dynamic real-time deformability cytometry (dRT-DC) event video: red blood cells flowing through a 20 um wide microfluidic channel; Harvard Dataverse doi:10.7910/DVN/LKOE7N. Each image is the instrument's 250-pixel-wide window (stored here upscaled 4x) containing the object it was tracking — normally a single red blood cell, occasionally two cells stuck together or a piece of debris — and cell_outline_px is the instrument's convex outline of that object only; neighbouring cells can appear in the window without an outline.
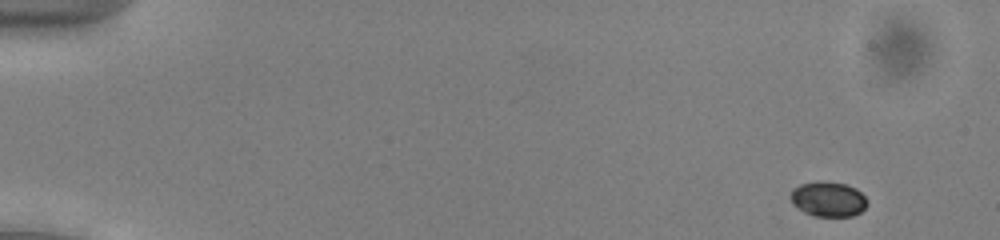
{"species": "common noctule bat (a hibernating species)", "species_latin": "Nyctalus noctula", "temperature_condition": "cold", "stored_images_in_passage": 50, "camera_frame_rate_fps": 3000, "um_per_image_px": 0.085, "animal": {"sex": "male", "body_mass_g": 13.0, "forearm_length_mm": 53.1}, "frame": {"image": 1, "passage_image": 1, "time_ms": 0.0, "image_size_px": [1000, 240], "cell_outline_px": [[868, 204], [860, 212], [852, 216], [816, 216], [804, 212], [792, 204], [788, 196], [792, 188], [800, 184], [816, 180], [824, 180], [848, 184], [856, 188], [868, 200]], "centroid_in_image_um": [70.36, 16.89], "position_along_channel_um": 14.6, "area_um2": 16.07}}
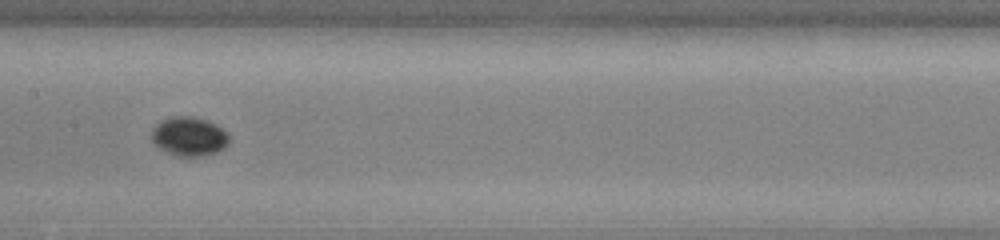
{"frame": {"image": 2, "passage_image": 25, "time_ms": 8.0, "image_size_px": [1000, 240], "cell_outline_px": [[228, 144], [224, 148], [216, 152], [204, 156], [176, 156], [152, 144], [152, 128], [160, 120], [168, 116], [192, 116], [208, 120], [216, 124], [228, 136]], "centroid_in_image_um": [16.03, 11.58], "position_along_channel_um": 191.4, "area_um2": 17.74}}
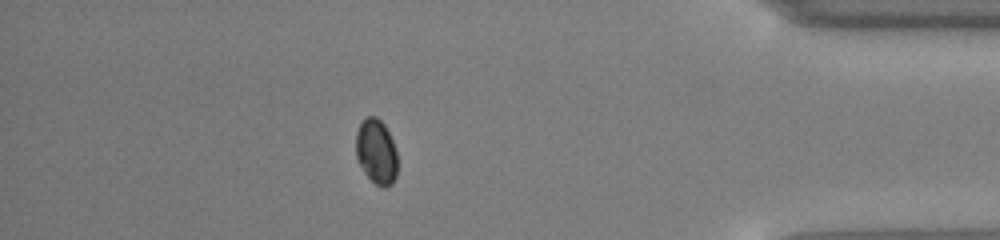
{"frame": {"image": 3, "passage_image": 44, "time_ms": 14.333, "image_size_px": [1000, 240], "cell_outline_px": [[396, 176], [392, 184], [384, 188], [376, 184], [364, 172], [356, 156], [356, 132], [364, 116], [376, 116], [384, 124], [392, 140], [396, 152]], "centroid_in_image_um": [31.97, 12.87], "position_along_channel_um": 403.2, "area_um2": 15.61}}